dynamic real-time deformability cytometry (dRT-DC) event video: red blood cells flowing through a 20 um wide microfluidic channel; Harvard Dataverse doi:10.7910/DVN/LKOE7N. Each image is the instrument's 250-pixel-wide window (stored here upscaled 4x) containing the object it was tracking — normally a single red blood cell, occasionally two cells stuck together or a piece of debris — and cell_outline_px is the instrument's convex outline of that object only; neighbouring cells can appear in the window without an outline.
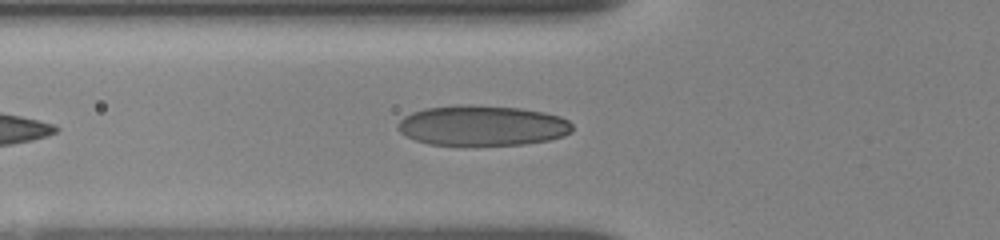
{"species": "human", "species_latin": "Homo sapiens", "temperature_condition": "room temperature", "stored_images_in_passage": 20, "camera_frame_rate_fps": 3000, "um_per_image_px": 0.085, "donor": {"sex": "female"}, "frame": {"image": 1, "passage_image": 10, "time_ms": 6.0, "image_size_px": [1000, 240], "cell_outline_px": [[572, 132], [564, 136], [548, 140], [524, 144], [428, 144], [416, 140], [400, 132], [396, 128], [396, 124], [404, 116], [412, 112], [424, 108], [456, 104], [472, 104], [520, 108], [544, 112], [560, 116], [568, 120], [572, 124]], "centroid_in_image_um": [40.98, 10.65], "position_along_channel_um": 84.8, "area_um2": 41.04}}
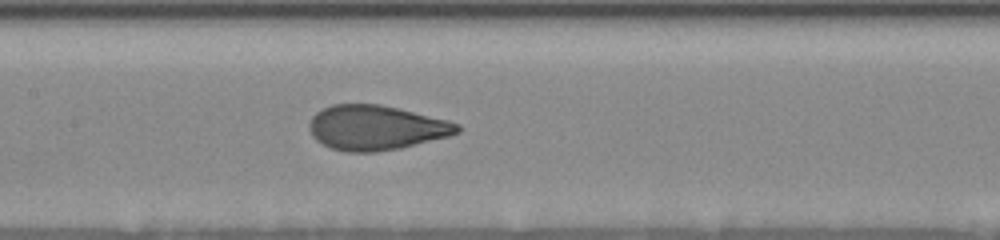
{"frame": {"image": 2, "passage_image": 16, "time_ms": 8.333, "image_size_px": [1000, 240], "cell_outline_px": [[460, 132], [448, 136], [400, 148], [376, 152], [348, 152], [332, 148], [316, 140], [312, 136], [308, 128], [308, 124], [312, 116], [316, 112], [332, 104], [380, 104], [448, 120], [460, 124]], "centroid_in_image_um": [31.94, 10.85], "position_along_channel_um": 175.5, "area_um2": 38.49}}
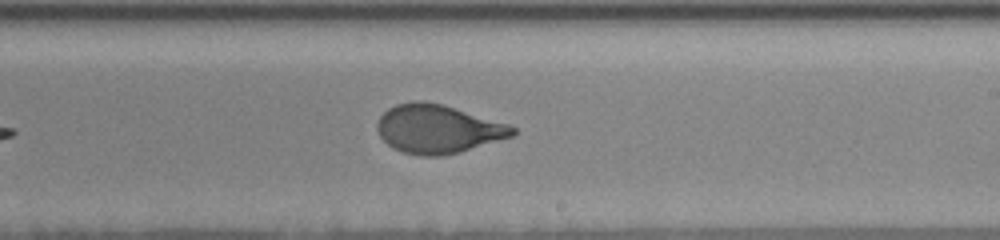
{"frame": {"image": 3, "passage_image": 20, "time_ms": 10.333, "image_size_px": [1000, 240], "cell_outline_px": [[516, 132], [512, 136], [460, 152], [440, 156], [420, 156], [404, 152], [392, 148], [380, 136], [376, 128], [376, 124], [380, 116], [388, 108], [396, 104], [412, 100], [420, 100], [444, 104], [508, 124], [516, 128]], "centroid_in_image_um": [37.19, 10.95], "position_along_channel_um": 251.8, "area_um2": 38.38}}